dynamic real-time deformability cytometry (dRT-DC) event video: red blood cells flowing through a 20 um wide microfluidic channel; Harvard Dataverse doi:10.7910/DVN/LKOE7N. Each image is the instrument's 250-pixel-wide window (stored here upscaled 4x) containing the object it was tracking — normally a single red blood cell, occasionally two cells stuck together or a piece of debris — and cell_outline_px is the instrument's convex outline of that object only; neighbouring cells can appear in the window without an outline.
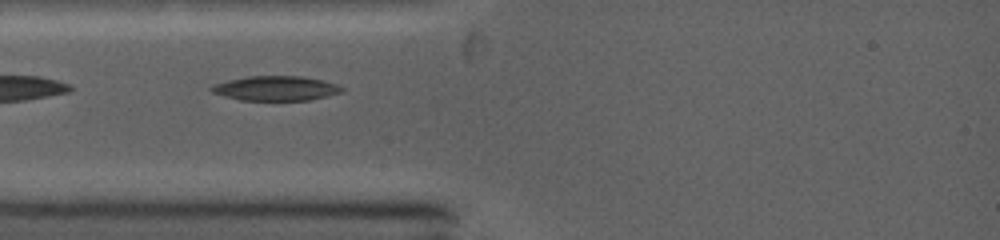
{"species": "common noctule bat (a hibernating species)", "species_latin": "Nyctalus noctula", "temperature_condition": "warm", "stored_images_in_passage": 30, "camera_frame_rate_fps": 5000, "um_per_image_px": 0.085, "animal": {"sex": "female", "body_mass_g": 19.0, "forearm_length_mm": 53.3}, "frame": {"image": 1, "passage_image": 1, "time_ms": 0.0, "image_size_px": [1000, 240], "cell_outline_px": [[344, 92], [328, 96], [308, 100], [240, 100], [224, 96], [212, 92], [208, 88], [212, 84], [228, 80], [248, 76], [300, 76], [324, 80], [336, 84], [344, 88]], "centroid_in_image_um": [23.44, 7.5], "position_along_channel_um": 61.6, "area_um2": 18.84}}
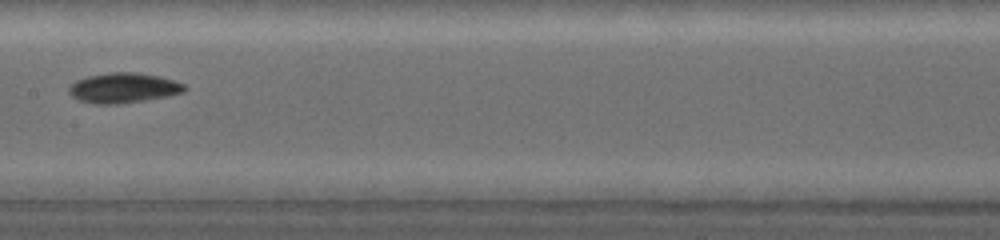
{"frame": {"image": 2, "passage_image": 10, "time_ms": 3.2, "image_size_px": [1000, 240], "cell_outline_px": [[188, 88], [184, 92], [168, 96], [120, 104], [92, 104], [80, 100], [72, 96], [68, 88], [76, 80], [92, 76], [112, 72], [132, 72], [160, 76], [184, 84]], "centroid_in_image_um": [10.52, 7.48], "position_along_channel_um": 196.9, "area_um2": 20.06}}
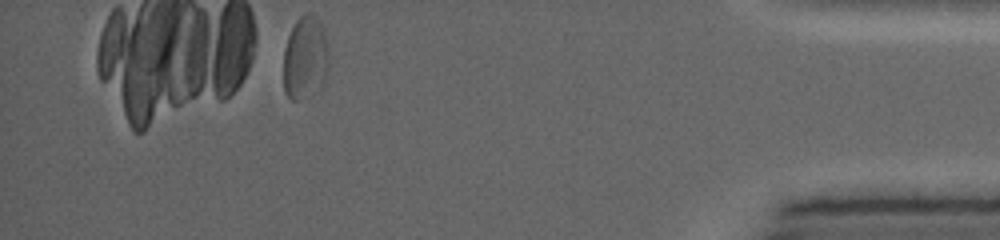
{"frame": {"image": 3, "passage_image": 29, "time_ms": 9.6, "image_size_px": [1000, 240], "cell_outline_px": [[328, 68], [324, 80], [320, 88], [296, 100], [292, 100], [284, 92], [284, 48], [288, 36], [296, 20], [304, 12], [312, 12], [320, 24], [324, 36], [328, 52]], "centroid_in_image_um": [25.92, 4.89], "position_along_channel_um": 409.3, "area_um2": 21.68}}